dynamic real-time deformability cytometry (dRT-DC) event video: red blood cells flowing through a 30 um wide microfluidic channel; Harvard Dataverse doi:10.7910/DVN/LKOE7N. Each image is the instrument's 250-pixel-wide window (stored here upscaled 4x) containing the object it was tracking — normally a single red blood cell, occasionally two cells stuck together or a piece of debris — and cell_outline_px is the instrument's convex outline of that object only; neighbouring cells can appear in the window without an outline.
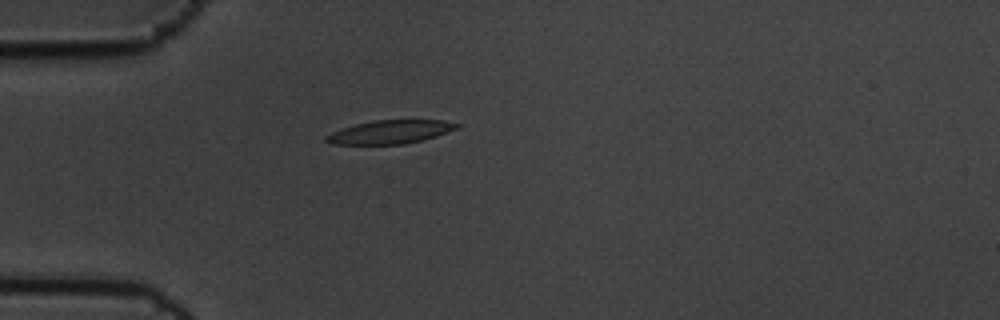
{"species": "common noctule bat (a hibernating species)", "species_latin": "Nyctalus noctula", "temperature_condition": "cold", "stored_images_in_passage": 3, "camera_frame_rate_fps": 3000, "um_per_image_px": 0.085, "animal": {"sex": "male", "body_mass_g": 19.5, "forearm_length_mm": 54.6}, "frame": {"image": 1, "passage_image": 3, "time_ms": 0.667, "image_size_px": [1000, 320], "cell_outline_px": [[464, 124], [460, 128], [436, 136], [404, 144], [332, 144], [324, 140], [324, 136], [332, 132], [356, 124], [376, 120], [444, 120]], "centroid_in_image_um": [33.23, 11.21], "position_along_channel_um": 51.8, "area_um2": 17.86}}